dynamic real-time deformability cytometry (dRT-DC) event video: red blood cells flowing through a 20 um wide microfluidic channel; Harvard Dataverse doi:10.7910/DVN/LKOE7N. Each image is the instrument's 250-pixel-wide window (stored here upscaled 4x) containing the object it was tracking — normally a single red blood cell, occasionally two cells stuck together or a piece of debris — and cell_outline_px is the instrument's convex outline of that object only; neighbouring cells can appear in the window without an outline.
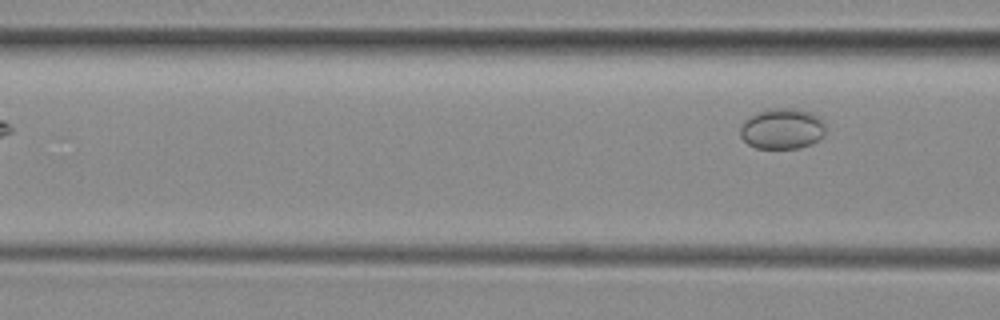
{"species": "common noctule bat (a hibernating species)", "species_latin": "Nyctalus noctula", "temperature_condition": "room temperature", "stored_images_in_passage": 5, "camera_frame_rate_fps": 3000, "um_per_image_px": 0.085, "animal": {"sex": "female", "body_mass_g": 29.2, "forearm_length_mm": 56.3}, "frame": {"image": 1, "passage_image": 5, "time_ms": 4.667, "image_size_px": [1000, 320], "cell_outline_px": [[824, 136], [812, 144], [800, 148], [756, 148], [748, 144], [740, 136], [740, 128], [744, 120], [756, 112], [772, 108], [796, 108], [812, 112], [820, 116], [824, 124]], "centroid_in_image_um": [66.49, 10.93], "position_along_channel_um": 100.1, "area_um2": 20.52}}